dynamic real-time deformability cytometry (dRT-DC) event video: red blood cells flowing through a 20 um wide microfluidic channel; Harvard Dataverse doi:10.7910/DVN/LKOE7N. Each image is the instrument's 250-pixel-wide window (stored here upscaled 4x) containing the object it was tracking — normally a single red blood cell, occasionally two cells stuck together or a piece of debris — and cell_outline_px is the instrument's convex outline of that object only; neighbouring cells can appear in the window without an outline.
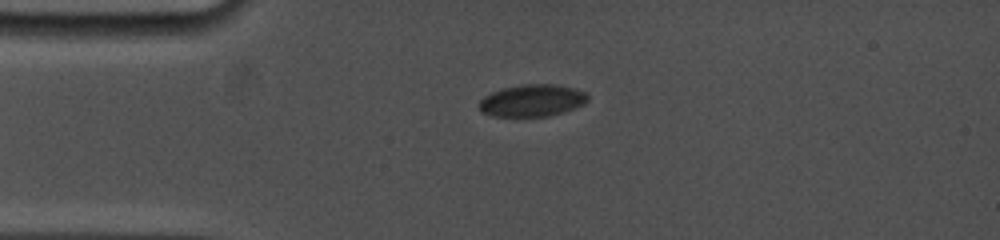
{"species": "common noctule bat (a hibernating species)", "species_latin": "Nyctalus noctula", "temperature_condition": "cold", "stored_images_in_passage": 23, "camera_frame_rate_fps": 5000, "um_per_image_px": 0.085, "animal": {"sex": "female", "body_mass_g": 19.0, "forearm_length_mm": 53.3}, "frame": {"image": 1, "passage_image": 1, "time_ms": 0.0, "image_size_px": [1000, 240], "cell_outline_px": [[588, 100], [584, 104], [564, 112], [548, 116], [492, 116], [480, 112], [480, 100], [484, 96], [492, 92], [504, 88], [524, 84], [556, 84], [576, 88], [584, 92], [588, 96]], "centroid_in_image_um": [45.25, 8.54], "position_along_channel_um": 39.8, "area_um2": 20.29}}
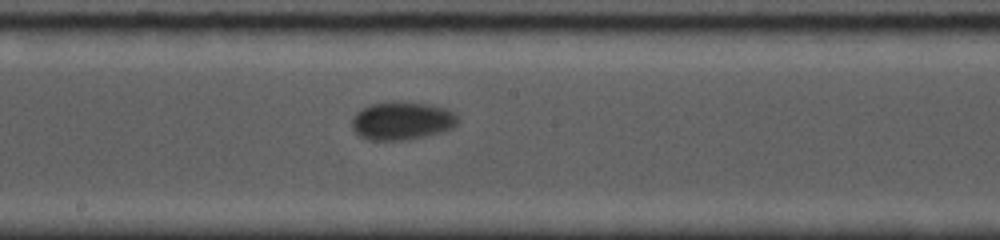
{"frame": {"image": 2, "passage_image": 10, "time_ms": 5.6, "image_size_px": [1000, 240], "cell_outline_px": [[460, 120], [452, 128], [444, 132], [404, 140], [368, 140], [360, 136], [352, 128], [352, 116], [356, 112], [368, 104], [428, 104], [444, 108], [452, 112]], "centroid_in_image_um": [34.15, 10.31], "position_along_channel_um": 214.1, "area_um2": 22.95}}
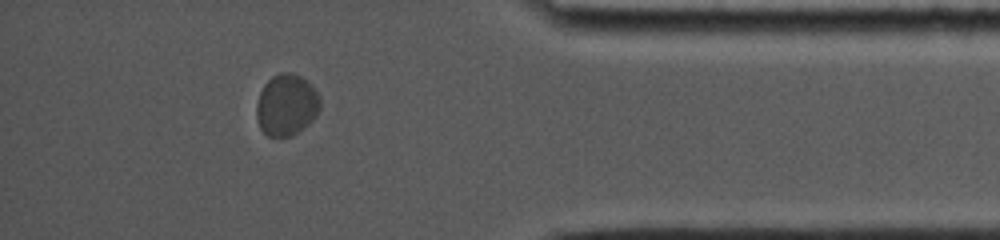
{"frame": {"image": 3, "passage_image": 20, "time_ms": 11.6, "image_size_px": [1000, 240], "cell_outline_px": [[320, 108], [316, 116], [308, 124], [292, 136], [268, 136], [260, 128], [256, 120], [256, 104], [260, 92], [264, 84], [272, 76], [280, 72], [292, 72], [308, 80], [316, 88], [320, 96]], "centroid_in_image_um": [24.36, 8.89], "position_along_channel_um": 410.8, "area_um2": 23.18}, "authors_computed_cell_mechanics": {"area_um2": 22.3686, "velocity_mm_per_s": 3.5345, "shape_relaxation_time_tau1_ms": 1.6702, "shape_relaxation_time_tau2_ms": null, "deformation_change_tau1": 0.0351, "deformation_change_tau2": null}}